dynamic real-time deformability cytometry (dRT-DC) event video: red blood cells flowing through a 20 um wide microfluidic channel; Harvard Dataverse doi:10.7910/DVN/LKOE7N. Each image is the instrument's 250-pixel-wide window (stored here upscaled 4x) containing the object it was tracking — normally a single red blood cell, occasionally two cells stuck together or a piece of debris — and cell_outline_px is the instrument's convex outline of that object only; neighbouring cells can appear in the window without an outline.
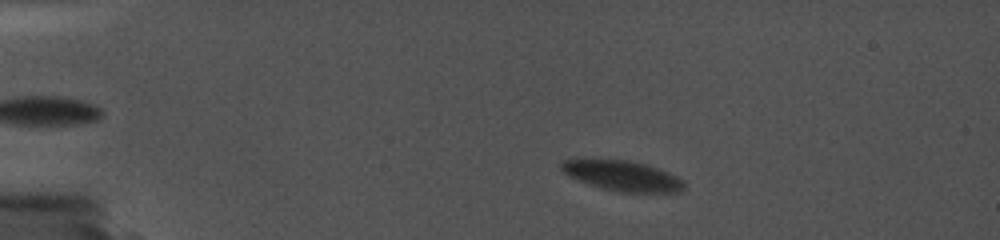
{"species": "common noctule bat (a hibernating species)", "species_latin": "Nyctalus noctula", "temperature_condition": "cold", "stored_images_in_passage": 9, "camera_frame_rate_fps": 5000, "um_per_image_px": 0.085, "animal": {"sex": "female", "body_mass_g": 19.0, "forearm_length_mm": 56.7}, "frame": {"image": 1, "passage_image": 4, "time_ms": 2.8, "image_size_px": [1000, 240], "cell_outline_px": [[684, 188], [680, 192], [624, 192], [604, 188], [568, 176], [560, 168], [560, 164], [564, 160], [628, 160], [644, 164], [668, 172], [684, 180]], "centroid_in_image_um": [52.95, 14.94], "position_along_channel_um": 32.1, "area_um2": 21.04}}
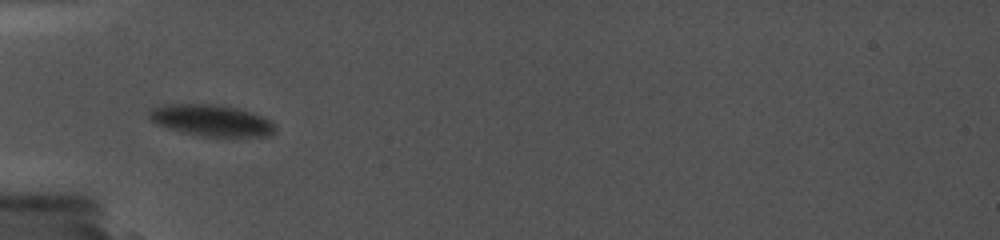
{"frame": {"image": 2, "passage_image": 7, "time_ms": 5.8, "image_size_px": [1000, 240], "cell_outline_px": [[276, 132], [268, 136], [200, 136], [180, 132], [156, 124], [148, 116], [148, 112], [152, 108], [164, 104], [224, 104], [240, 108], [264, 116], [276, 128]], "centroid_in_image_um": [17.97, 10.22], "position_along_channel_um": 67.0, "area_um2": 23.35}}
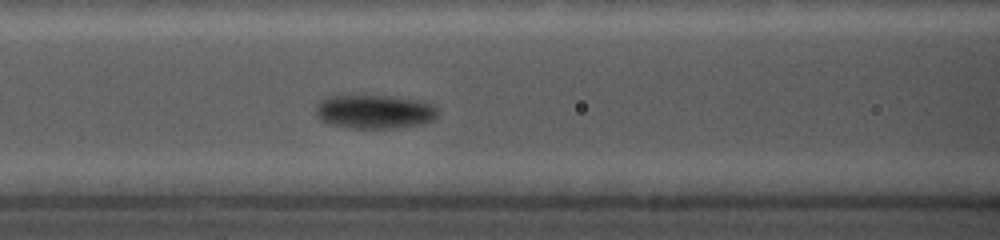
{"frame": {"image": 3, "passage_image": 9, "time_ms": 7.8, "image_size_px": [1000, 240], "cell_outline_px": [[436, 116], [432, 120], [424, 124], [396, 128], [348, 128], [328, 124], [320, 120], [316, 116], [316, 104], [320, 100], [328, 96], [392, 96], [420, 100], [432, 104], [436, 108]], "centroid_in_image_um": [31.8, 9.5], "position_along_channel_um": 134.8, "area_um2": 24.28}}